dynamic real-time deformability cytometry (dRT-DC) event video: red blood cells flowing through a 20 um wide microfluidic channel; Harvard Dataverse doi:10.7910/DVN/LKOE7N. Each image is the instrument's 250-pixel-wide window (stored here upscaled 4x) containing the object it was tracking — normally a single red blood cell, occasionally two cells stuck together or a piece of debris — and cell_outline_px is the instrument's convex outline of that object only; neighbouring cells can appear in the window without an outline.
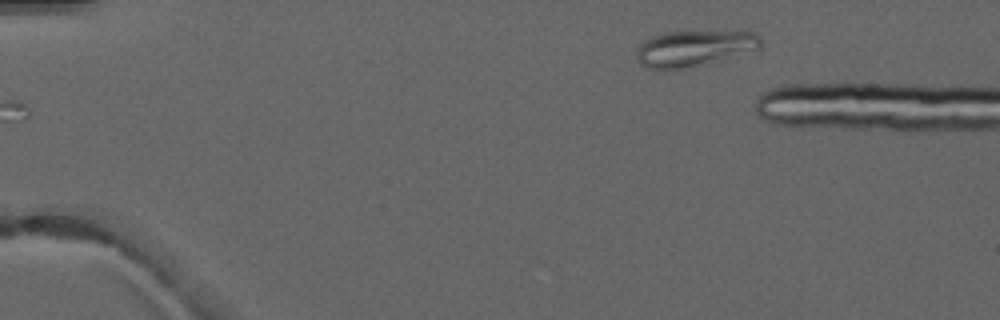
{"species": "common noctule bat (a hibernating species)", "species_latin": "Nyctalus noctula", "temperature_condition": "warm", "stored_images_in_passage": 5, "camera_frame_rate_fps": 3000, "um_per_image_px": 0.085, "animal": {"sex": "male", "forearm_length_mm": 52.5}, "frame": {"image": 1, "passage_image": 5, "time_ms": 5.667, "image_size_px": [1000, 320], "cell_outline_px": [[760, 48], [680, 68], [648, 68], [640, 64], [636, 52], [640, 44], [648, 36], [660, 32], [736, 28], [748, 28], [756, 32], [760, 36]], "centroid_in_image_um": [59.05, 3.97], "position_along_channel_um": 26.0, "area_um2": 26.47}}